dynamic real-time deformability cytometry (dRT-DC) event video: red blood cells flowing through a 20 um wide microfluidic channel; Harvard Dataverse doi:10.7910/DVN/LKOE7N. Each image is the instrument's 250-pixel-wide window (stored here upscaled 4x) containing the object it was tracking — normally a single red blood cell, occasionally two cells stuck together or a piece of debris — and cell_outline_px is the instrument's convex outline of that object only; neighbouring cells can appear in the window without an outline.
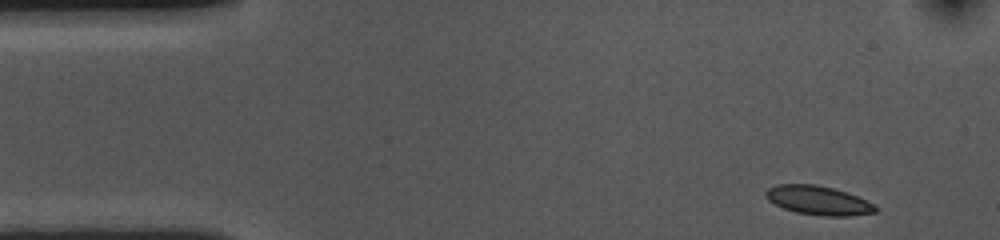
{"species": "common noctule bat (a hibernating species)", "species_latin": "Nyctalus noctula", "temperature_condition": "cold", "stored_images_in_passage": 51, "camera_frame_rate_fps": 3000, "um_per_image_px": 0.085, "animal": {"sex": "female", "body_mass_g": 10.0, "forearm_length_mm": 53.1}, "frame": {"image": 1, "passage_image": 1, "time_ms": 0.0, "image_size_px": [1000, 240], "cell_outline_px": [[880, 208], [876, 212], [848, 216], [820, 216], [796, 212], [784, 208], [768, 200], [764, 196], [764, 192], [768, 188], [776, 184], [816, 184], [848, 192], [876, 204]], "centroid_in_image_um": [69.58, 17.03], "position_along_channel_um": 15.4, "area_um2": 18.79}}
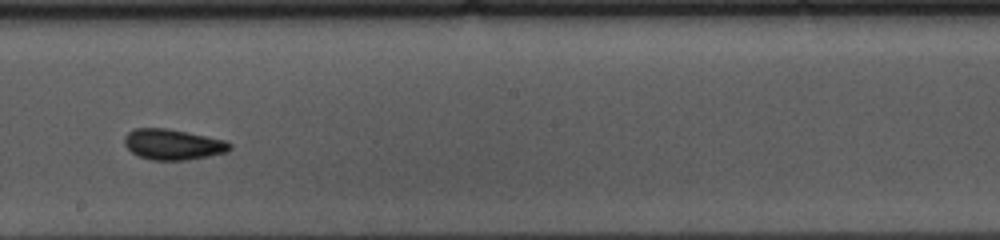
{"frame": {"image": 2, "passage_image": 26, "time_ms": 8.333, "image_size_px": [1000, 240], "cell_outline_px": [[232, 148], [228, 152], [188, 160], [152, 160], [140, 156], [132, 152], [124, 144], [124, 136], [132, 128], [168, 128], [224, 140], [232, 144]], "centroid_in_image_um": [14.69, 12.27], "position_along_channel_um": 233.5, "area_um2": 18.84}}
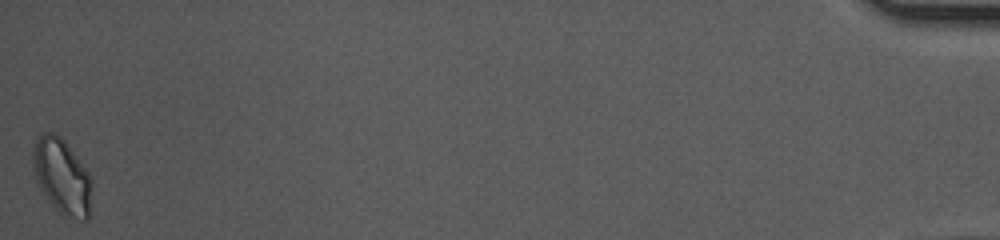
{"frame": {"image": 3, "passage_image": 51, "time_ms": 16.667, "image_size_px": [1000, 240], "cell_outline_px": [[92, 188], [88, 220], [84, 220], [60, 216], [48, 200], [36, 180], [32, 164], [32, 152], [36, 136], [44, 132], [56, 132], [64, 140], [88, 172], [92, 184]], "centroid_in_image_um": [5.25, 14.99], "position_along_channel_um": 430.0, "area_um2": 26.13}, "authors_computed_cell_mechanics": {"area_um2": 18.5538, "velocity_mm_per_s": 3.5861, "shape_relaxation_time_tau1_ms": 8.0928, "shape_relaxation_time_tau2_ms": 2.6449, "deformation_change_tau1": 0.1084, "deformation_change_tau2": 0.0438}}